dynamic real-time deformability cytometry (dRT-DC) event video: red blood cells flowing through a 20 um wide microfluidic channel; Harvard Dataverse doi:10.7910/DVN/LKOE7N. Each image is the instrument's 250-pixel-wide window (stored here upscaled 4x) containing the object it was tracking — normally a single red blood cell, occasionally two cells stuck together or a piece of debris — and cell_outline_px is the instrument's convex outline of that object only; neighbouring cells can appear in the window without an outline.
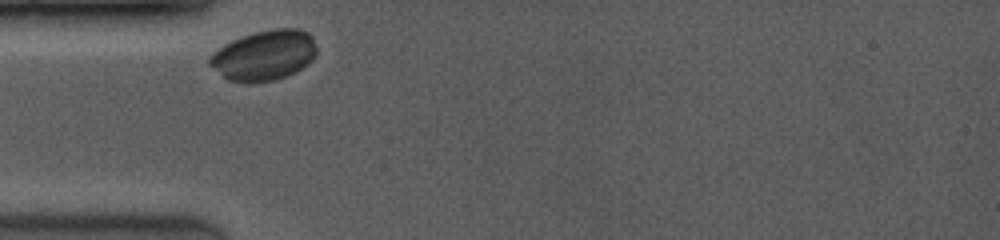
{"species": "common noctule bat (a hibernating species)", "species_latin": "Nyctalus noctula", "temperature_condition": "room temperature", "stored_images_in_passage": 4, "camera_frame_rate_fps": 3500, "um_per_image_px": 0.085, "animal": {"sex": "female", "body_mass_g": 19.0, "forearm_length_mm": 53.3}, "frame": {"image": 1, "passage_image": 1, "time_ms": 0.0, "image_size_px": [1000, 240], "cell_outline_px": [[316, 52], [312, 60], [308, 64], [296, 72], [272, 80], [228, 80], [208, 64], [208, 60], [224, 44], [232, 40], [256, 32], [276, 28], [296, 28], [308, 32], [312, 36], [316, 48]], "centroid_in_image_um": [22.5, 4.66], "position_along_channel_um": 62.5, "area_um2": 30.46}}
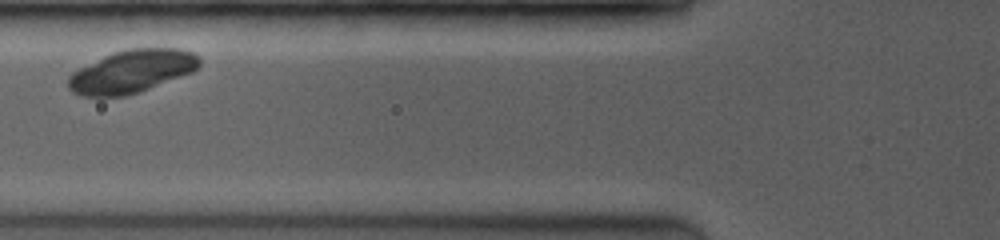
{"frame": {"image": 2, "passage_image": 3, "time_ms": 1.429, "image_size_px": [1000, 240], "cell_outline_px": [[200, 64], [192, 72], [148, 88], [124, 96], [84, 96], [72, 92], [68, 88], [68, 76], [72, 72], [112, 52], [128, 48], [180, 48], [192, 52], [200, 56]], "centroid_in_image_um": [11.19, 6.05], "position_along_channel_um": 114.6, "area_um2": 32.48}}